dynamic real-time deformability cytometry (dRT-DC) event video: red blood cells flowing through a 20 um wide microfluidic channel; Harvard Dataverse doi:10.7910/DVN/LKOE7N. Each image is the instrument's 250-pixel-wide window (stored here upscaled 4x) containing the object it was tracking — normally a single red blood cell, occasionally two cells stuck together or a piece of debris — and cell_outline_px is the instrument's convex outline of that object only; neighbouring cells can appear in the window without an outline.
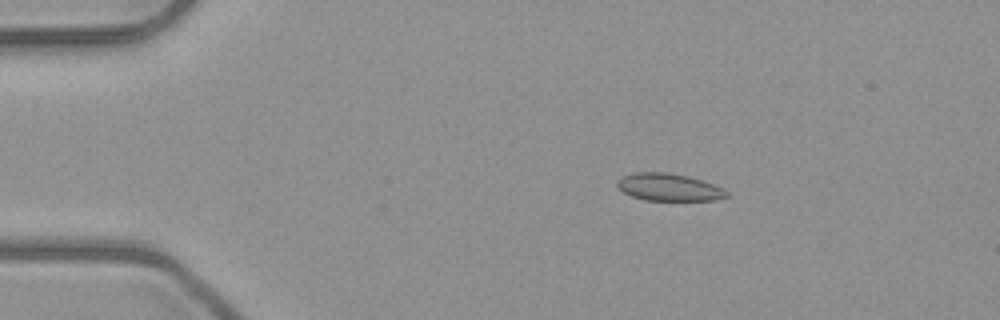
{"species": "common noctule bat (a hibernating species)", "species_latin": "Nyctalus noctula", "temperature_condition": "room temperature", "stored_images_in_passage": 5, "camera_frame_rate_fps": 3000, "um_per_image_px": 0.085, "animal": {"sex": "male", "body_mass_g": 23.1, "forearm_length_mm": 52.7}, "frame": {"image": 1, "passage_image": 3, "time_ms": 2.333, "image_size_px": [1000, 320], "cell_outline_px": [[728, 196], [716, 200], [644, 200], [632, 196], [624, 192], [616, 184], [616, 180], [624, 176], [636, 172], [664, 172], [688, 176], [724, 188], [728, 192]], "centroid_in_image_um": [56.86, 15.91], "position_along_channel_um": 28.1, "area_um2": 17.28}}
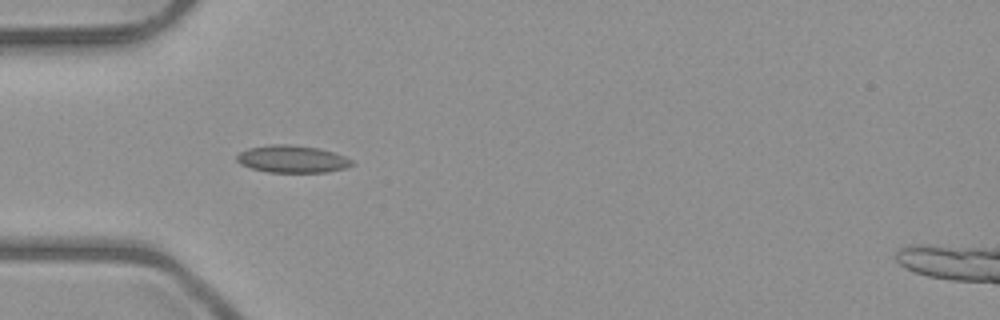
{"frame": {"image": 2, "passage_image": 5, "time_ms": 4.667, "image_size_px": [1000, 320], "cell_outline_px": [[356, 164], [344, 168], [328, 172], [268, 172], [252, 168], [240, 164], [236, 160], [236, 156], [240, 152], [248, 148], [272, 144], [288, 144], [320, 148], [344, 156], [352, 160]], "centroid_in_image_um": [24.84, 13.52], "position_along_channel_um": 60.2, "area_um2": 18.32}}